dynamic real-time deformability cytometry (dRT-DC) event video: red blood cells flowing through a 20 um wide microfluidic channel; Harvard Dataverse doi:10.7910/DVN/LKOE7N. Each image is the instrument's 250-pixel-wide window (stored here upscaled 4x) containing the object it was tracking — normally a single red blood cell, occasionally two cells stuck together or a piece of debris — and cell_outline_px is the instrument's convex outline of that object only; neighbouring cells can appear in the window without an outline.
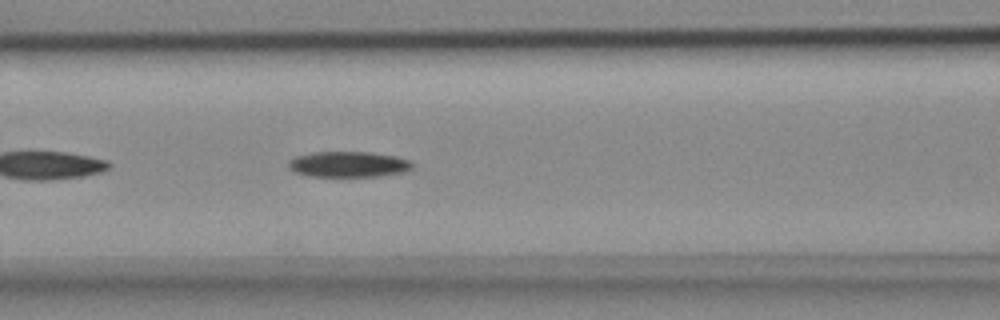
{"species": "common noctule bat (a hibernating species)", "species_latin": "Nyctalus noctula", "temperature_condition": "cold", "stored_images_in_passage": 33, "camera_frame_rate_fps": 3000, "um_per_image_px": 0.085, "animal": {"sex": "female", "body_mass_g": 18.4}, "frame": {"image": 1, "passage_image": 8, "time_ms": 2.333, "image_size_px": [1000, 320], "cell_outline_px": [[412, 168], [404, 172], [380, 176], [308, 176], [296, 172], [288, 164], [288, 160], [296, 156], [316, 152], [368, 152], [396, 156], [412, 160]], "centroid_in_image_um": [29.66, 13.96], "position_along_channel_um": 136.9, "area_um2": 18.44}}
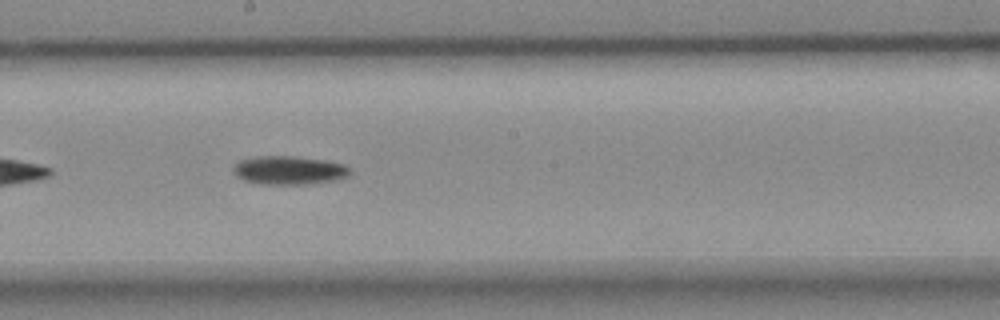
{"frame": {"image": 2, "passage_image": 15, "time_ms": 4.667, "image_size_px": [1000, 320], "cell_outline_px": [[352, 172], [348, 176], [340, 180], [316, 184], [260, 184], [244, 180], [236, 176], [232, 172], [232, 168], [240, 160], [256, 156], [288, 156], [324, 160], [344, 164]], "centroid_in_image_um": [24.59, 14.49], "position_along_channel_um": 223.6, "area_um2": 19.65}}
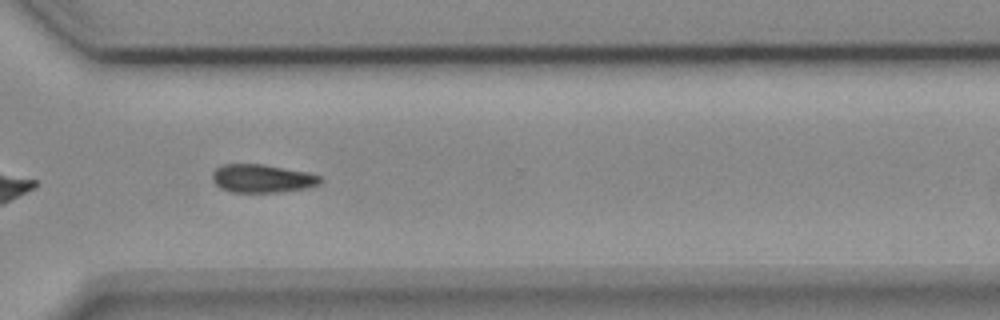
{"frame": {"image": 3, "passage_image": 25, "time_ms": 8.0, "image_size_px": [1000, 320], "cell_outline_px": [[324, 180], [320, 184], [312, 188], [284, 192], [232, 192], [220, 188], [212, 180], [212, 172], [216, 168], [224, 164], [264, 164], [308, 172], [320, 176]], "centroid_in_image_um": [22.34, 15.18], "position_along_channel_um": 348.3, "area_um2": 18.15}, "authors_computed_cell_mechanics": {"area_um2": 18.785, "velocity_mm_per_s": 3.7417, "shape_relaxation_time_tau1_ms": 4.4737, "shape_relaxation_time_tau2_ms": null, "deformation_change_tau1": 0.1037, "deformation_change_tau2": null}}